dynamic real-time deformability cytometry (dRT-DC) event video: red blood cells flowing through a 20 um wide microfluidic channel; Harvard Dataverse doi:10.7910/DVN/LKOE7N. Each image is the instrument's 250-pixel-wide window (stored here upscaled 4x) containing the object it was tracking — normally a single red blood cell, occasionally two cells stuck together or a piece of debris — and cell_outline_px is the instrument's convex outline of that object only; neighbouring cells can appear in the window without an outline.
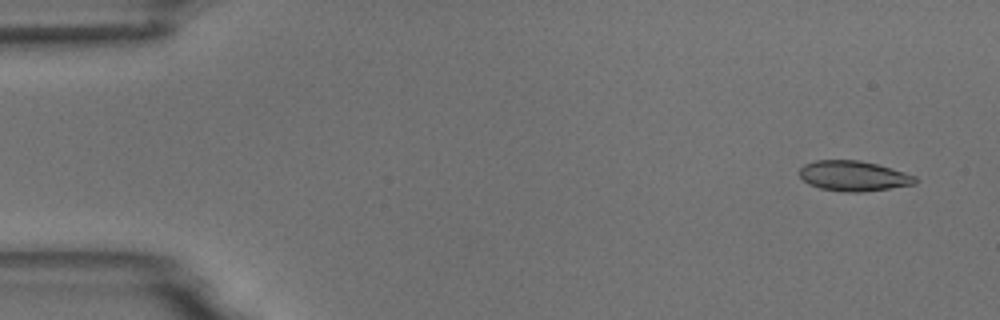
{"species": "common noctule bat (a hibernating species)", "species_latin": "Nyctalus noctula", "temperature_condition": "room temperature", "stored_images_in_passage": 6, "camera_frame_rate_fps": 3000, "um_per_image_px": 0.085, "animal": {"sex": "male", "body_mass_g": 18.8}, "frame": {"image": 1, "passage_image": 1, "time_ms": 0.0, "image_size_px": [1000, 320], "cell_outline_px": [[916, 184], [860, 192], [844, 192], [820, 188], [808, 184], [800, 176], [800, 168], [804, 164], [816, 160], [860, 160], [876, 164], [904, 172], [916, 176]], "centroid_in_image_um": [72.53, 14.95], "position_along_channel_um": 12.5, "area_um2": 20.23}}
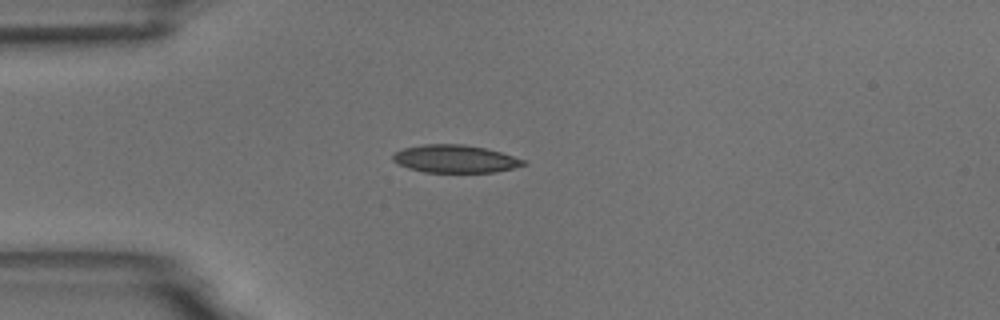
{"frame": {"image": 2, "passage_image": 4, "time_ms": 3.667, "image_size_px": [1000, 320], "cell_outline_px": [[528, 164], [496, 172], [424, 172], [408, 168], [392, 160], [392, 156], [396, 152], [404, 148], [424, 144], [464, 144], [484, 148], [500, 152], [524, 160]], "centroid_in_image_um": [38.68, 13.5], "position_along_channel_um": 46.3, "area_um2": 20.92}}